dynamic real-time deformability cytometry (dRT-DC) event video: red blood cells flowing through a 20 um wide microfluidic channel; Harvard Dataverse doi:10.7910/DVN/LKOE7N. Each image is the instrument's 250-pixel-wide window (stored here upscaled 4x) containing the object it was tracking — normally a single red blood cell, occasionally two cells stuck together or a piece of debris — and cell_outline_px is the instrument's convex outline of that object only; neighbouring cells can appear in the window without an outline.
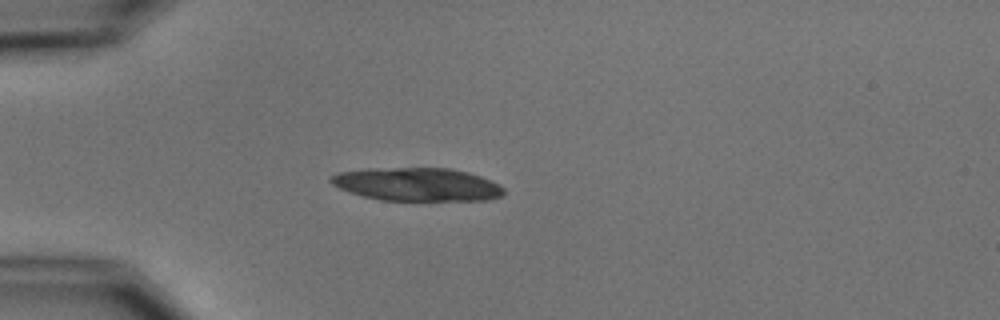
{"species": "common noctule bat (a hibernating species)", "species_latin": "Nyctalus noctula", "temperature_condition": "cold", "stored_images_in_passage": 3, "camera_frame_rate_fps": 3000, "um_per_image_px": 0.085, "animal": {"sex": "male", "body_mass_g": 15.6}, "frame": {"image": 1, "passage_image": 3, "time_ms": 2.333, "image_size_px": [1000, 320], "cell_outline_px": [[504, 196], [488, 200], [380, 200], [364, 196], [340, 188], [332, 184], [328, 180], [328, 176], [336, 172], [364, 168], [448, 168], [468, 172], [492, 180], [500, 184], [504, 188]], "centroid_in_image_um": [35.45, 15.66], "position_along_channel_um": 49.5, "area_um2": 33.76}}